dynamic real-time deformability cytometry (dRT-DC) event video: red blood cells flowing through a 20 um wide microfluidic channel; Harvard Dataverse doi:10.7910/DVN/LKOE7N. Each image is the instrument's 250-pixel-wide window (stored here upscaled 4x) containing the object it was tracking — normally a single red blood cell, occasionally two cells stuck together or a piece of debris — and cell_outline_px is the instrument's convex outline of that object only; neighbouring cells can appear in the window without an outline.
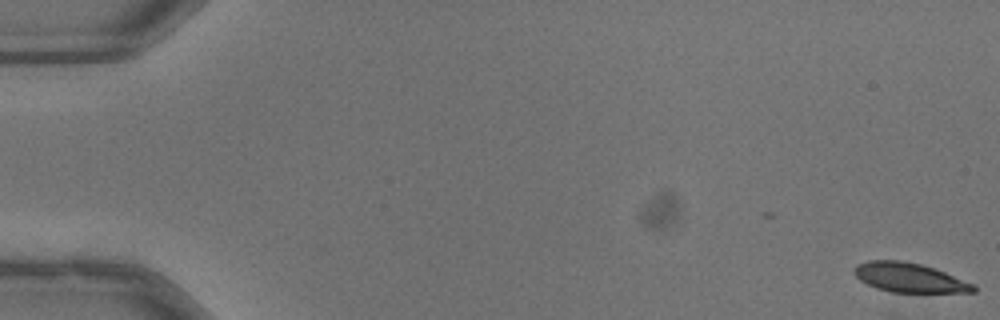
{"species": "common noctule bat (a hibernating species)", "species_latin": "Nyctalus noctula", "temperature_condition": "warm", "stored_images_in_passage": 43, "camera_frame_rate_fps": 3000, "um_per_image_px": 0.085, "animal": {"sex": "male", "body_mass_g": 13.3}, "frame": {"image": 1, "passage_image": 1, "time_ms": 0.0, "image_size_px": [1000, 320], "cell_outline_px": [[976, 292], [892, 292], [876, 288], [860, 280], [852, 272], [852, 268], [856, 264], [868, 260], [900, 260], [920, 264], [936, 268], [976, 284]], "centroid_in_image_um": [77.3, 23.59], "position_along_channel_um": 7.7, "area_um2": 20.63}}
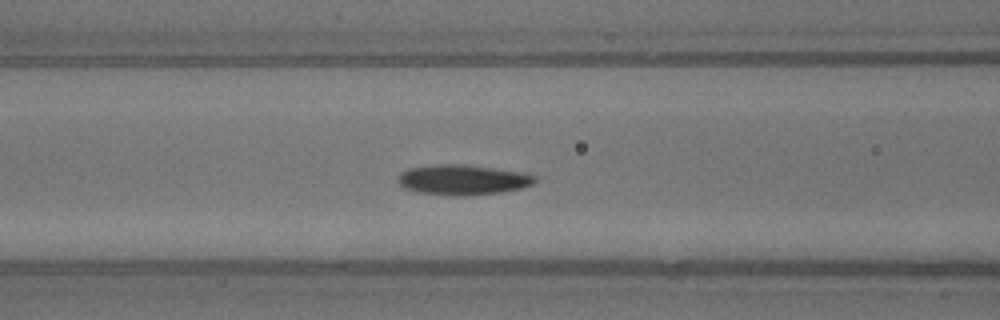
{"frame": {"image": 2, "passage_image": 23, "time_ms": 7.333, "image_size_px": [1000, 320], "cell_outline_px": [[536, 180], [532, 184], [520, 188], [500, 192], [468, 196], [452, 196], [416, 192], [404, 188], [396, 180], [400, 172], [408, 168], [432, 164], [460, 164], [528, 172], [536, 176]], "centroid_in_image_um": [39.31, 15.28], "position_along_channel_um": 127.3, "area_um2": 24.45}}
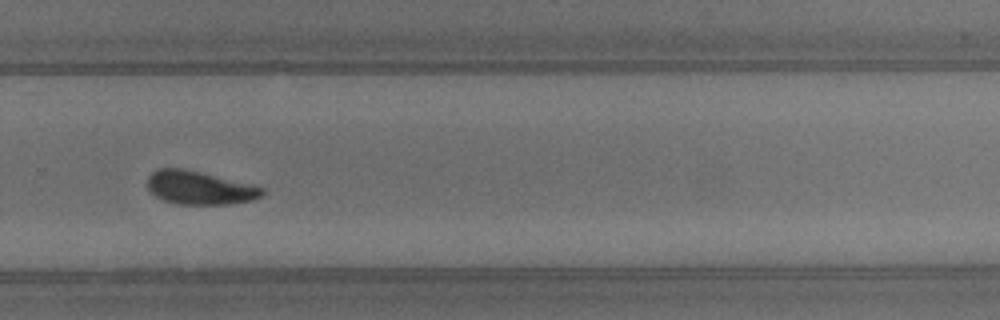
{"frame": {"image": 3, "passage_image": 37, "time_ms": 12.0, "image_size_px": [1000, 320], "cell_outline_px": [[264, 192], [260, 196], [252, 200], [228, 204], [176, 204], [164, 200], [156, 196], [148, 188], [148, 176], [152, 172], [160, 168], [184, 168], [256, 184], [264, 188]], "centroid_in_image_um": [17.0, 15.94], "position_along_channel_um": 312.8, "area_um2": 22.48}, "authors_computed_cell_mechanics": {"area_um2": 22.542, "velocity_mm_per_s": 3.9879, "shape_relaxation_time_tau1_ms": 2.7614, "shape_relaxation_time_tau2_ms": 2.7833, "deformation_change_tau1": 0.1183, "deformation_change_tau2": 0.0695}}